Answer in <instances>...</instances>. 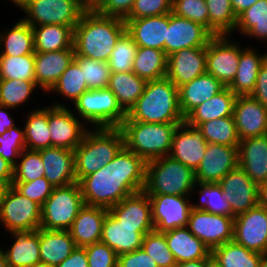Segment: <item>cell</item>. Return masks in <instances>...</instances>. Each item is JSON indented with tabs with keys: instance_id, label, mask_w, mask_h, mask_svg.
I'll list each match as a JSON object with an SVG mask.
<instances>
[{
	"instance_id": "obj_1",
	"label": "cell",
	"mask_w": 267,
	"mask_h": 267,
	"mask_svg": "<svg viewBox=\"0 0 267 267\" xmlns=\"http://www.w3.org/2000/svg\"><path fill=\"white\" fill-rule=\"evenodd\" d=\"M146 163L124 146L109 163L78 182L84 205L109 210L125 197L143 191Z\"/></svg>"
},
{
	"instance_id": "obj_2",
	"label": "cell",
	"mask_w": 267,
	"mask_h": 267,
	"mask_svg": "<svg viewBox=\"0 0 267 267\" xmlns=\"http://www.w3.org/2000/svg\"><path fill=\"white\" fill-rule=\"evenodd\" d=\"M125 31L123 19L87 9L73 30L75 55L108 62L116 42Z\"/></svg>"
},
{
	"instance_id": "obj_3",
	"label": "cell",
	"mask_w": 267,
	"mask_h": 267,
	"mask_svg": "<svg viewBox=\"0 0 267 267\" xmlns=\"http://www.w3.org/2000/svg\"><path fill=\"white\" fill-rule=\"evenodd\" d=\"M178 88L167 78L147 81L142 95L124 121L144 123H183Z\"/></svg>"
},
{
	"instance_id": "obj_4",
	"label": "cell",
	"mask_w": 267,
	"mask_h": 267,
	"mask_svg": "<svg viewBox=\"0 0 267 267\" xmlns=\"http://www.w3.org/2000/svg\"><path fill=\"white\" fill-rule=\"evenodd\" d=\"M92 129L85 133L82 142L74 149L77 182L109 163L124 147L120 128Z\"/></svg>"
},
{
	"instance_id": "obj_5",
	"label": "cell",
	"mask_w": 267,
	"mask_h": 267,
	"mask_svg": "<svg viewBox=\"0 0 267 267\" xmlns=\"http://www.w3.org/2000/svg\"><path fill=\"white\" fill-rule=\"evenodd\" d=\"M180 124L123 121L119 128L124 135V146L148 162L169 156L174 131Z\"/></svg>"
},
{
	"instance_id": "obj_6",
	"label": "cell",
	"mask_w": 267,
	"mask_h": 267,
	"mask_svg": "<svg viewBox=\"0 0 267 267\" xmlns=\"http://www.w3.org/2000/svg\"><path fill=\"white\" fill-rule=\"evenodd\" d=\"M196 185L195 172L170 156L146 163L143 191L148 195L190 196Z\"/></svg>"
},
{
	"instance_id": "obj_7",
	"label": "cell",
	"mask_w": 267,
	"mask_h": 267,
	"mask_svg": "<svg viewBox=\"0 0 267 267\" xmlns=\"http://www.w3.org/2000/svg\"><path fill=\"white\" fill-rule=\"evenodd\" d=\"M78 117L92 128H119L127 113L109 88L85 91L75 102Z\"/></svg>"
},
{
	"instance_id": "obj_8",
	"label": "cell",
	"mask_w": 267,
	"mask_h": 267,
	"mask_svg": "<svg viewBox=\"0 0 267 267\" xmlns=\"http://www.w3.org/2000/svg\"><path fill=\"white\" fill-rule=\"evenodd\" d=\"M27 15L23 20L31 27L59 24L73 30L87 8L78 0H14Z\"/></svg>"
},
{
	"instance_id": "obj_9",
	"label": "cell",
	"mask_w": 267,
	"mask_h": 267,
	"mask_svg": "<svg viewBox=\"0 0 267 267\" xmlns=\"http://www.w3.org/2000/svg\"><path fill=\"white\" fill-rule=\"evenodd\" d=\"M83 206V196L78 182L55 187L41 206L40 228L68 231Z\"/></svg>"
},
{
	"instance_id": "obj_10",
	"label": "cell",
	"mask_w": 267,
	"mask_h": 267,
	"mask_svg": "<svg viewBox=\"0 0 267 267\" xmlns=\"http://www.w3.org/2000/svg\"><path fill=\"white\" fill-rule=\"evenodd\" d=\"M0 222L9 232L37 230L41 225V205L8 187L0 209Z\"/></svg>"
},
{
	"instance_id": "obj_11",
	"label": "cell",
	"mask_w": 267,
	"mask_h": 267,
	"mask_svg": "<svg viewBox=\"0 0 267 267\" xmlns=\"http://www.w3.org/2000/svg\"><path fill=\"white\" fill-rule=\"evenodd\" d=\"M228 35L213 36L206 46V73L229 87L237 73L242 48Z\"/></svg>"
},
{
	"instance_id": "obj_12",
	"label": "cell",
	"mask_w": 267,
	"mask_h": 267,
	"mask_svg": "<svg viewBox=\"0 0 267 267\" xmlns=\"http://www.w3.org/2000/svg\"><path fill=\"white\" fill-rule=\"evenodd\" d=\"M187 227L210 251L233 241L234 217L231 215L191 209Z\"/></svg>"
},
{
	"instance_id": "obj_13",
	"label": "cell",
	"mask_w": 267,
	"mask_h": 267,
	"mask_svg": "<svg viewBox=\"0 0 267 267\" xmlns=\"http://www.w3.org/2000/svg\"><path fill=\"white\" fill-rule=\"evenodd\" d=\"M74 112L58 102L48 107L51 147L74 150L82 142L89 127Z\"/></svg>"
},
{
	"instance_id": "obj_14",
	"label": "cell",
	"mask_w": 267,
	"mask_h": 267,
	"mask_svg": "<svg viewBox=\"0 0 267 267\" xmlns=\"http://www.w3.org/2000/svg\"><path fill=\"white\" fill-rule=\"evenodd\" d=\"M233 241L248 250L267 254V206L258 204L234 217Z\"/></svg>"
},
{
	"instance_id": "obj_15",
	"label": "cell",
	"mask_w": 267,
	"mask_h": 267,
	"mask_svg": "<svg viewBox=\"0 0 267 267\" xmlns=\"http://www.w3.org/2000/svg\"><path fill=\"white\" fill-rule=\"evenodd\" d=\"M188 198L165 194L149 196L154 230L166 232L187 226L192 209Z\"/></svg>"
},
{
	"instance_id": "obj_16",
	"label": "cell",
	"mask_w": 267,
	"mask_h": 267,
	"mask_svg": "<svg viewBox=\"0 0 267 267\" xmlns=\"http://www.w3.org/2000/svg\"><path fill=\"white\" fill-rule=\"evenodd\" d=\"M219 184L227 196L231 216L245 213L259 204V187L240 166L228 172Z\"/></svg>"
},
{
	"instance_id": "obj_17",
	"label": "cell",
	"mask_w": 267,
	"mask_h": 267,
	"mask_svg": "<svg viewBox=\"0 0 267 267\" xmlns=\"http://www.w3.org/2000/svg\"><path fill=\"white\" fill-rule=\"evenodd\" d=\"M214 35L204 26L169 13L165 53L167 56L184 48L206 47Z\"/></svg>"
},
{
	"instance_id": "obj_18",
	"label": "cell",
	"mask_w": 267,
	"mask_h": 267,
	"mask_svg": "<svg viewBox=\"0 0 267 267\" xmlns=\"http://www.w3.org/2000/svg\"><path fill=\"white\" fill-rule=\"evenodd\" d=\"M238 166V146L208 143L202 161L195 171L196 182L219 183Z\"/></svg>"
},
{
	"instance_id": "obj_19",
	"label": "cell",
	"mask_w": 267,
	"mask_h": 267,
	"mask_svg": "<svg viewBox=\"0 0 267 267\" xmlns=\"http://www.w3.org/2000/svg\"><path fill=\"white\" fill-rule=\"evenodd\" d=\"M207 144L199 128L184 121L174 131L169 156L195 172L204 157Z\"/></svg>"
},
{
	"instance_id": "obj_20",
	"label": "cell",
	"mask_w": 267,
	"mask_h": 267,
	"mask_svg": "<svg viewBox=\"0 0 267 267\" xmlns=\"http://www.w3.org/2000/svg\"><path fill=\"white\" fill-rule=\"evenodd\" d=\"M206 47L184 48L168 56L166 77L178 88L206 73Z\"/></svg>"
},
{
	"instance_id": "obj_21",
	"label": "cell",
	"mask_w": 267,
	"mask_h": 267,
	"mask_svg": "<svg viewBox=\"0 0 267 267\" xmlns=\"http://www.w3.org/2000/svg\"><path fill=\"white\" fill-rule=\"evenodd\" d=\"M153 230L154 226L123 225L108 211L100 241L120 255L141 248L143 237Z\"/></svg>"
},
{
	"instance_id": "obj_22",
	"label": "cell",
	"mask_w": 267,
	"mask_h": 267,
	"mask_svg": "<svg viewBox=\"0 0 267 267\" xmlns=\"http://www.w3.org/2000/svg\"><path fill=\"white\" fill-rule=\"evenodd\" d=\"M233 118L240 140L267 134V108L251 95L236 97Z\"/></svg>"
},
{
	"instance_id": "obj_23",
	"label": "cell",
	"mask_w": 267,
	"mask_h": 267,
	"mask_svg": "<svg viewBox=\"0 0 267 267\" xmlns=\"http://www.w3.org/2000/svg\"><path fill=\"white\" fill-rule=\"evenodd\" d=\"M238 166L258 187L267 180V134L240 140Z\"/></svg>"
},
{
	"instance_id": "obj_24",
	"label": "cell",
	"mask_w": 267,
	"mask_h": 267,
	"mask_svg": "<svg viewBox=\"0 0 267 267\" xmlns=\"http://www.w3.org/2000/svg\"><path fill=\"white\" fill-rule=\"evenodd\" d=\"M124 21L126 23V31L131 35L138 47L165 51L169 13Z\"/></svg>"
},
{
	"instance_id": "obj_25",
	"label": "cell",
	"mask_w": 267,
	"mask_h": 267,
	"mask_svg": "<svg viewBox=\"0 0 267 267\" xmlns=\"http://www.w3.org/2000/svg\"><path fill=\"white\" fill-rule=\"evenodd\" d=\"M38 151L44 165V177L54 187L66 186L77 182L74 150L49 147Z\"/></svg>"
},
{
	"instance_id": "obj_26",
	"label": "cell",
	"mask_w": 267,
	"mask_h": 267,
	"mask_svg": "<svg viewBox=\"0 0 267 267\" xmlns=\"http://www.w3.org/2000/svg\"><path fill=\"white\" fill-rule=\"evenodd\" d=\"M74 56V49L34 53L36 85L48 92L72 63Z\"/></svg>"
},
{
	"instance_id": "obj_27",
	"label": "cell",
	"mask_w": 267,
	"mask_h": 267,
	"mask_svg": "<svg viewBox=\"0 0 267 267\" xmlns=\"http://www.w3.org/2000/svg\"><path fill=\"white\" fill-rule=\"evenodd\" d=\"M108 209L84 205L68 230L77 247L99 242Z\"/></svg>"
},
{
	"instance_id": "obj_28",
	"label": "cell",
	"mask_w": 267,
	"mask_h": 267,
	"mask_svg": "<svg viewBox=\"0 0 267 267\" xmlns=\"http://www.w3.org/2000/svg\"><path fill=\"white\" fill-rule=\"evenodd\" d=\"M225 86L213 75L204 73L178 87L179 106L184 118L197 106L217 95Z\"/></svg>"
},
{
	"instance_id": "obj_29",
	"label": "cell",
	"mask_w": 267,
	"mask_h": 267,
	"mask_svg": "<svg viewBox=\"0 0 267 267\" xmlns=\"http://www.w3.org/2000/svg\"><path fill=\"white\" fill-rule=\"evenodd\" d=\"M14 243L5 252L9 267H35L41 265L39 229L9 232Z\"/></svg>"
},
{
	"instance_id": "obj_30",
	"label": "cell",
	"mask_w": 267,
	"mask_h": 267,
	"mask_svg": "<svg viewBox=\"0 0 267 267\" xmlns=\"http://www.w3.org/2000/svg\"><path fill=\"white\" fill-rule=\"evenodd\" d=\"M176 263L212 258L210 249L187 226L163 232Z\"/></svg>"
},
{
	"instance_id": "obj_31",
	"label": "cell",
	"mask_w": 267,
	"mask_h": 267,
	"mask_svg": "<svg viewBox=\"0 0 267 267\" xmlns=\"http://www.w3.org/2000/svg\"><path fill=\"white\" fill-rule=\"evenodd\" d=\"M41 265L56 267L77 247L69 231L39 228Z\"/></svg>"
},
{
	"instance_id": "obj_32",
	"label": "cell",
	"mask_w": 267,
	"mask_h": 267,
	"mask_svg": "<svg viewBox=\"0 0 267 267\" xmlns=\"http://www.w3.org/2000/svg\"><path fill=\"white\" fill-rule=\"evenodd\" d=\"M109 212L128 226H154L152 221L149 196L140 191L125 197L121 202L109 209Z\"/></svg>"
},
{
	"instance_id": "obj_33",
	"label": "cell",
	"mask_w": 267,
	"mask_h": 267,
	"mask_svg": "<svg viewBox=\"0 0 267 267\" xmlns=\"http://www.w3.org/2000/svg\"><path fill=\"white\" fill-rule=\"evenodd\" d=\"M266 58L267 52L259 54L253 47L243 48L240 52L237 73L228 88L236 96L251 95L255 88L260 67Z\"/></svg>"
},
{
	"instance_id": "obj_34",
	"label": "cell",
	"mask_w": 267,
	"mask_h": 267,
	"mask_svg": "<svg viewBox=\"0 0 267 267\" xmlns=\"http://www.w3.org/2000/svg\"><path fill=\"white\" fill-rule=\"evenodd\" d=\"M236 95L225 87L217 95L194 108L186 117L185 122L197 127L199 124L218 118L233 116Z\"/></svg>"
},
{
	"instance_id": "obj_35",
	"label": "cell",
	"mask_w": 267,
	"mask_h": 267,
	"mask_svg": "<svg viewBox=\"0 0 267 267\" xmlns=\"http://www.w3.org/2000/svg\"><path fill=\"white\" fill-rule=\"evenodd\" d=\"M35 53L74 49L73 29L59 24L32 27Z\"/></svg>"
},
{
	"instance_id": "obj_36",
	"label": "cell",
	"mask_w": 267,
	"mask_h": 267,
	"mask_svg": "<svg viewBox=\"0 0 267 267\" xmlns=\"http://www.w3.org/2000/svg\"><path fill=\"white\" fill-rule=\"evenodd\" d=\"M146 81L134 72H113L110 74L108 88L116 96L121 108L128 111L142 95Z\"/></svg>"
},
{
	"instance_id": "obj_37",
	"label": "cell",
	"mask_w": 267,
	"mask_h": 267,
	"mask_svg": "<svg viewBox=\"0 0 267 267\" xmlns=\"http://www.w3.org/2000/svg\"><path fill=\"white\" fill-rule=\"evenodd\" d=\"M3 33H0V55L18 57L35 53L32 27L23 19Z\"/></svg>"
},
{
	"instance_id": "obj_38",
	"label": "cell",
	"mask_w": 267,
	"mask_h": 267,
	"mask_svg": "<svg viewBox=\"0 0 267 267\" xmlns=\"http://www.w3.org/2000/svg\"><path fill=\"white\" fill-rule=\"evenodd\" d=\"M168 56L165 51L138 47L133 62V70L138 77L147 81L166 77Z\"/></svg>"
},
{
	"instance_id": "obj_39",
	"label": "cell",
	"mask_w": 267,
	"mask_h": 267,
	"mask_svg": "<svg viewBox=\"0 0 267 267\" xmlns=\"http://www.w3.org/2000/svg\"><path fill=\"white\" fill-rule=\"evenodd\" d=\"M211 256L221 267H260L263 255L230 241L213 249Z\"/></svg>"
},
{
	"instance_id": "obj_40",
	"label": "cell",
	"mask_w": 267,
	"mask_h": 267,
	"mask_svg": "<svg viewBox=\"0 0 267 267\" xmlns=\"http://www.w3.org/2000/svg\"><path fill=\"white\" fill-rule=\"evenodd\" d=\"M24 128L25 149L40 150L51 147L48 126V107L30 110Z\"/></svg>"
},
{
	"instance_id": "obj_41",
	"label": "cell",
	"mask_w": 267,
	"mask_h": 267,
	"mask_svg": "<svg viewBox=\"0 0 267 267\" xmlns=\"http://www.w3.org/2000/svg\"><path fill=\"white\" fill-rule=\"evenodd\" d=\"M235 29L242 35L267 40V0H259L237 16Z\"/></svg>"
},
{
	"instance_id": "obj_42",
	"label": "cell",
	"mask_w": 267,
	"mask_h": 267,
	"mask_svg": "<svg viewBox=\"0 0 267 267\" xmlns=\"http://www.w3.org/2000/svg\"><path fill=\"white\" fill-rule=\"evenodd\" d=\"M209 12V31L214 36L232 35L237 16L230 0H205Z\"/></svg>"
},
{
	"instance_id": "obj_43",
	"label": "cell",
	"mask_w": 267,
	"mask_h": 267,
	"mask_svg": "<svg viewBox=\"0 0 267 267\" xmlns=\"http://www.w3.org/2000/svg\"><path fill=\"white\" fill-rule=\"evenodd\" d=\"M197 127L207 143L238 146L240 142L233 116L203 122Z\"/></svg>"
},
{
	"instance_id": "obj_44",
	"label": "cell",
	"mask_w": 267,
	"mask_h": 267,
	"mask_svg": "<svg viewBox=\"0 0 267 267\" xmlns=\"http://www.w3.org/2000/svg\"><path fill=\"white\" fill-rule=\"evenodd\" d=\"M195 188H198L200 192V203L191 204L192 209L205 210L214 214L231 215L227 196L219 183L196 182Z\"/></svg>"
},
{
	"instance_id": "obj_45",
	"label": "cell",
	"mask_w": 267,
	"mask_h": 267,
	"mask_svg": "<svg viewBox=\"0 0 267 267\" xmlns=\"http://www.w3.org/2000/svg\"><path fill=\"white\" fill-rule=\"evenodd\" d=\"M82 71L79 65L73 60L67 69L61 74L58 81L48 91L65 96V98L74 102L85 92L88 91Z\"/></svg>"
},
{
	"instance_id": "obj_46",
	"label": "cell",
	"mask_w": 267,
	"mask_h": 267,
	"mask_svg": "<svg viewBox=\"0 0 267 267\" xmlns=\"http://www.w3.org/2000/svg\"><path fill=\"white\" fill-rule=\"evenodd\" d=\"M7 79L35 82L34 53L18 57L0 55V80Z\"/></svg>"
},
{
	"instance_id": "obj_47",
	"label": "cell",
	"mask_w": 267,
	"mask_h": 267,
	"mask_svg": "<svg viewBox=\"0 0 267 267\" xmlns=\"http://www.w3.org/2000/svg\"><path fill=\"white\" fill-rule=\"evenodd\" d=\"M36 88V82L7 79L0 80V105L16 109L25 104Z\"/></svg>"
},
{
	"instance_id": "obj_48",
	"label": "cell",
	"mask_w": 267,
	"mask_h": 267,
	"mask_svg": "<svg viewBox=\"0 0 267 267\" xmlns=\"http://www.w3.org/2000/svg\"><path fill=\"white\" fill-rule=\"evenodd\" d=\"M74 61L79 65L89 90L108 88L111 74L108 62L77 55Z\"/></svg>"
},
{
	"instance_id": "obj_49",
	"label": "cell",
	"mask_w": 267,
	"mask_h": 267,
	"mask_svg": "<svg viewBox=\"0 0 267 267\" xmlns=\"http://www.w3.org/2000/svg\"><path fill=\"white\" fill-rule=\"evenodd\" d=\"M138 46L131 35L125 31L118 41L109 58L110 72H131Z\"/></svg>"
},
{
	"instance_id": "obj_50",
	"label": "cell",
	"mask_w": 267,
	"mask_h": 267,
	"mask_svg": "<svg viewBox=\"0 0 267 267\" xmlns=\"http://www.w3.org/2000/svg\"><path fill=\"white\" fill-rule=\"evenodd\" d=\"M142 249L152 257L158 267H175L177 264L163 232L153 230L147 233L143 237Z\"/></svg>"
},
{
	"instance_id": "obj_51",
	"label": "cell",
	"mask_w": 267,
	"mask_h": 267,
	"mask_svg": "<svg viewBox=\"0 0 267 267\" xmlns=\"http://www.w3.org/2000/svg\"><path fill=\"white\" fill-rule=\"evenodd\" d=\"M14 166L13 182H30L44 176V165L37 150L24 149Z\"/></svg>"
},
{
	"instance_id": "obj_52",
	"label": "cell",
	"mask_w": 267,
	"mask_h": 267,
	"mask_svg": "<svg viewBox=\"0 0 267 267\" xmlns=\"http://www.w3.org/2000/svg\"><path fill=\"white\" fill-rule=\"evenodd\" d=\"M172 13L209 30V12L205 0H172Z\"/></svg>"
},
{
	"instance_id": "obj_53",
	"label": "cell",
	"mask_w": 267,
	"mask_h": 267,
	"mask_svg": "<svg viewBox=\"0 0 267 267\" xmlns=\"http://www.w3.org/2000/svg\"><path fill=\"white\" fill-rule=\"evenodd\" d=\"M20 129L15 125L0 135V156L13 166L17 164L16 158L25 149L24 128Z\"/></svg>"
},
{
	"instance_id": "obj_54",
	"label": "cell",
	"mask_w": 267,
	"mask_h": 267,
	"mask_svg": "<svg viewBox=\"0 0 267 267\" xmlns=\"http://www.w3.org/2000/svg\"><path fill=\"white\" fill-rule=\"evenodd\" d=\"M12 186L23 196L41 206L55 188L44 176L30 182H12Z\"/></svg>"
},
{
	"instance_id": "obj_55",
	"label": "cell",
	"mask_w": 267,
	"mask_h": 267,
	"mask_svg": "<svg viewBox=\"0 0 267 267\" xmlns=\"http://www.w3.org/2000/svg\"><path fill=\"white\" fill-rule=\"evenodd\" d=\"M172 12V0H135L124 20L164 15Z\"/></svg>"
},
{
	"instance_id": "obj_56",
	"label": "cell",
	"mask_w": 267,
	"mask_h": 267,
	"mask_svg": "<svg viewBox=\"0 0 267 267\" xmlns=\"http://www.w3.org/2000/svg\"><path fill=\"white\" fill-rule=\"evenodd\" d=\"M84 248L88 267H117L118 255L105 243L99 241Z\"/></svg>"
},
{
	"instance_id": "obj_57",
	"label": "cell",
	"mask_w": 267,
	"mask_h": 267,
	"mask_svg": "<svg viewBox=\"0 0 267 267\" xmlns=\"http://www.w3.org/2000/svg\"><path fill=\"white\" fill-rule=\"evenodd\" d=\"M134 2L135 0H98L93 9L101 15L124 20L129 15Z\"/></svg>"
},
{
	"instance_id": "obj_58",
	"label": "cell",
	"mask_w": 267,
	"mask_h": 267,
	"mask_svg": "<svg viewBox=\"0 0 267 267\" xmlns=\"http://www.w3.org/2000/svg\"><path fill=\"white\" fill-rule=\"evenodd\" d=\"M117 267H158L156 262L144 249L139 248L132 252L118 255Z\"/></svg>"
},
{
	"instance_id": "obj_59",
	"label": "cell",
	"mask_w": 267,
	"mask_h": 267,
	"mask_svg": "<svg viewBox=\"0 0 267 267\" xmlns=\"http://www.w3.org/2000/svg\"><path fill=\"white\" fill-rule=\"evenodd\" d=\"M251 96L267 108V58L262 63Z\"/></svg>"
},
{
	"instance_id": "obj_60",
	"label": "cell",
	"mask_w": 267,
	"mask_h": 267,
	"mask_svg": "<svg viewBox=\"0 0 267 267\" xmlns=\"http://www.w3.org/2000/svg\"><path fill=\"white\" fill-rule=\"evenodd\" d=\"M56 267H88V257L84 247H76L73 252Z\"/></svg>"
},
{
	"instance_id": "obj_61",
	"label": "cell",
	"mask_w": 267,
	"mask_h": 267,
	"mask_svg": "<svg viewBox=\"0 0 267 267\" xmlns=\"http://www.w3.org/2000/svg\"><path fill=\"white\" fill-rule=\"evenodd\" d=\"M14 176V166L0 156V183L8 186L12 185Z\"/></svg>"
},
{
	"instance_id": "obj_62",
	"label": "cell",
	"mask_w": 267,
	"mask_h": 267,
	"mask_svg": "<svg viewBox=\"0 0 267 267\" xmlns=\"http://www.w3.org/2000/svg\"><path fill=\"white\" fill-rule=\"evenodd\" d=\"M8 109L3 105H0V135H2L6 130L15 126L13 118L7 112Z\"/></svg>"
},
{
	"instance_id": "obj_63",
	"label": "cell",
	"mask_w": 267,
	"mask_h": 267,
	"mask_svg": "<svg viewBox=\"0 0 267 267\" xmlns=\"http://www.w3.org/2000/svg\"><path fill=\"white\" fill-rule=\"evenodd\" d=\"M234 13L238 16L245 9L250 8L259 0H230Z\"/></svg>"
},
{
	"instance_id": "obj_64",
	"label": "cell",
	"mask_w": 267,
	"mask_h": 267,
	"mask_svg": "<svg viewBox=\"0 0 267 267\" xmlns=\"http://www.w3.org/2000/svg\"><path fill=\"white\" fill-rule=\"evenodd\" d=\"M211 259L212 258H204V259H199V260H191V261L183 262V263H177L175 267H206L207 263Z\"/></svg>"
},
{
	"instance_id": "obj_65",
	"label": "cell",
	"mask_w": 267,
	"mask_h": 267,
	"mask_svg": "<svg viewBox=\"0 0 267 267\" xmlns=\"http://www.w3.org/2000/svg\"><path fill=\"white\" fill-rule=\"evenodd\" d=\"M259 204L267 206V180L259 187Z\"/></svg>"
},
{
	"instance_id": "obj_66",
	"label": "cell",
	"mask_w": 267,
	"mask_h": 267,
	"mask_svg": "<svg viewBox=\"0 0 267 267\" xmlns=\"http://www.w3.org/2000/svg\"><path fill=\"white\" fill-rule=\"evenodd\" d=\"M8 187H9L8 185L0 183V209H1V206H2V203H3L4 195H5Z\"/></svg>"
},
{
	"instance_id": "obj_67",
	"label": "cell",
	"mask_w": 267,
	"mask_h": 267,
	"mask_svg": "<svg viewBox=\"0 0 267 267\" xmlns=\"http://www.w3.org/2000/svg\"><path fill=\"white\" fill-rule=\"evenodd\" d=\"M0 267H9L6 260V255L2 247L0 248Z\"/></svg>"
},
{
	"instance_id": "obj_68",
	"label": "cell",
	"mask_w": 267,
	"mask_h": 267,
	"mask_svg": "<svg viewBox=\"0 0 267 267\" xmlns=\"http://www.w3.org/2000/svg\"><path fill=\"white\" fill-rule=\"evenodd\" d=\"M82 3L87 9H93L95 7V0H78Z\"/></svg>"
},
{
	"instance_id": "obj_69",
	"label": "cell",
	"mask_w": 267,
	"mask_h": 267,
	"mask_svg": "<svg viewBox=\"0 0 267 267\" xmlns=\"http://www.w3.org/2000/svg\"><path fill=\"white\" fill-rule=\"evenodd\" d=\"M206 267H221L213 258L207 263Z\"/></svg>"
},
{
	"instance_id": "obj_70",
	"label": "cell",
	"mask_w": 267,
	"mask_h": 267,
	"mask_svg": "<svg viewBox=\"0 0 267 267\" xmlns=\"http://www.w3.org/2000/svg\"><path fill=\"white\" fill-rule=\"evenodd\" d=\"M260 267H267V254L262 256V260L260 262Z\"/></svg>"
},
{
	"instance_id": "obj_71",
	"label": "cell",
	"mask_w": 267,
	"mask_h": 267,
	"mask_svg": "<svg viewBox=\"0 0 267 267\" xmlns=\"http://www.w3.org/2000/svg\"><path fill=\"white\" fill-rule=\"evenodd\" d=\"M35 267H53V266L38 265V266H35Z\"/></svg>"
}]
</instances>
